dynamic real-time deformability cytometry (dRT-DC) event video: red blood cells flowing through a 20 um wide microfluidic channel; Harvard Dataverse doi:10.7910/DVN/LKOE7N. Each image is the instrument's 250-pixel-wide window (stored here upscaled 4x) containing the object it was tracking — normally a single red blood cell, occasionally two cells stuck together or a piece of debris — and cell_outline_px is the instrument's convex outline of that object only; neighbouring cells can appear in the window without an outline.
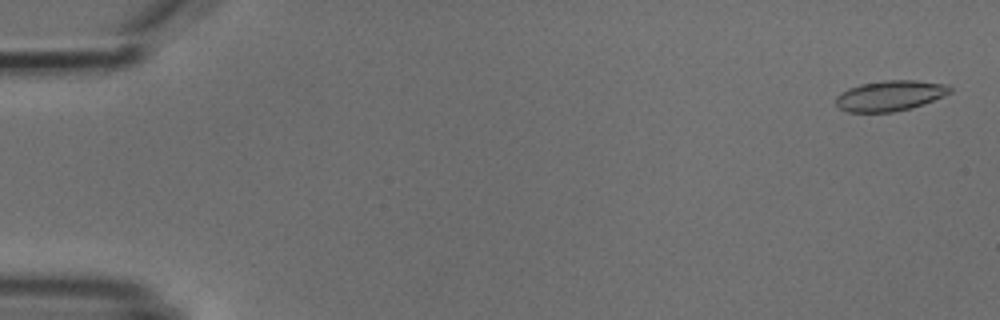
{"species": "common noctule bat (a hibernating species)", "species_latin": "Nyctalus noctula", "temperature_condition": "cold", "stored_images_in_passage": 5, "camera_frame_rate_fps": 3000, "um_per_image_px": 0.085, "animal": {"sex": "male", "body_mass_g": 18.8}, "frame": {"image": 1, "passage_image": 1, "time_ms": 0.0, "image_size_px": [1000, 320], "cell_outline_px": [[952, 92], [924, 104], [912, 108], [892, 112], [848, 112], [840, 108], [836, 104], [836, 96], [840, 92], [848, 88], [860, 84], [884, 80], [916, 80], [948, 84], [952, 88]], "centroid_in_image_um": [75.66, 8.13], "position_along_channel_um": 9.3, "area_um2": 20.4}}
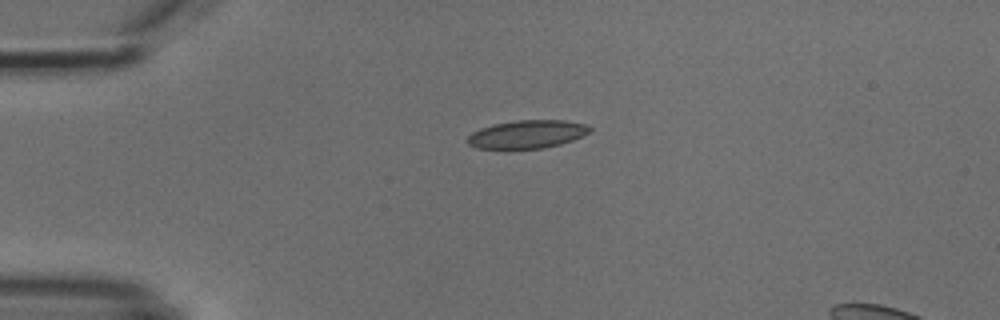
{"frame": {"image": 2, "passage_image": 4, "time_ms": 3.667, "image_size_px": [1000, 320], "cell_outline_px": [[592, 132], [572, 140], [560, 144], [544, 148], [476, 148], [468, 144], [468, 136], [472, 132], [480, 128], [492, 124], [516, 120], [564, 120], [588, 124], [592, 128]], "centroid_in_image_um": [44.85, 11.39], "position_along_channel_um": 40.2, "area_um2": 20.11}}